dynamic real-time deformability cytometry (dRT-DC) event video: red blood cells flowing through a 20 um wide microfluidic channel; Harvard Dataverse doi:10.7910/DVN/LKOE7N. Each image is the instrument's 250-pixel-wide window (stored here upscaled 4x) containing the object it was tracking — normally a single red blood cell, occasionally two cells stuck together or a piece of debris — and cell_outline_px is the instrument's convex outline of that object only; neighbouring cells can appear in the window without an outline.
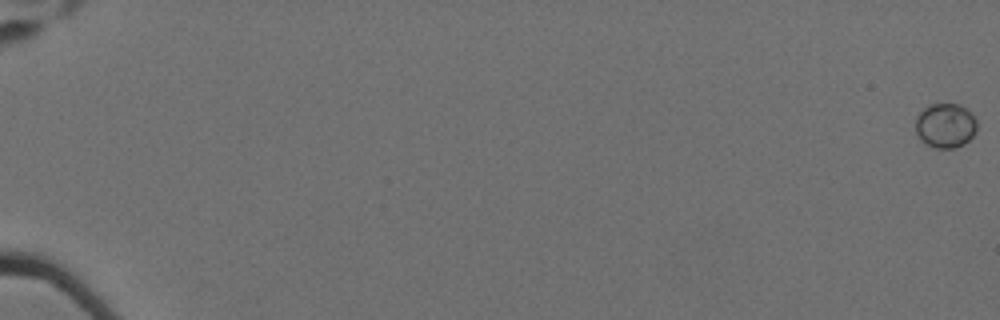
{"species": "Egyptian fruit bat (a non-hibernating species)", "species_latin": "Rousettus aegyptiacus", "temperature_condition": "cold", "stored_images_in_passage": 23, "camera_frame_rate_fps": 3000, "um_per_image_px": 0.085, "animal": {"sex": "female"}, "frame": {"image": 1, "passage_image": 1, "time_ms": 0.0, "image_size_px": [1000, 320], "cell_outline_px": [[976, 132], [964, 144], [956, 148], [936, 148], [920, 140], [916, 132], [916, 116], [924, 108], [932, 104], [960, 104], [968, 108], [972, 112], [976, 120]], "centroid_in_image_um": [80.38, 10.66], "position_along_channel_um": 4.6, "area_um2": 16.07}}